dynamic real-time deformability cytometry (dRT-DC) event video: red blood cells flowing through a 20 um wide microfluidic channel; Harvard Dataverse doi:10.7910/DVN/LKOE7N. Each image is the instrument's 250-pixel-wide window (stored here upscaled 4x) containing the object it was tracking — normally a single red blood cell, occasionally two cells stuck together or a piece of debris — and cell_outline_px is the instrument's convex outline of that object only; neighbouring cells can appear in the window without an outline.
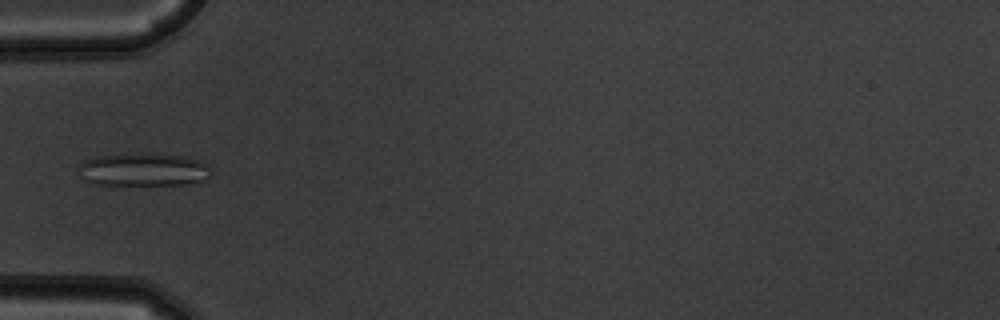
{"species": "common noctule bat (a hibernating species)", "species_latin": "Nyctalus noctula", "temperature_condition": "warm", "stored_images_in_passage": 7, "camera_frame_rate_fps": 3000, "um_per_image_px": 0.085, "animal": {"sex": "male", "body_mass_g": 19.5, "forearm_length_mm": 54.6}, "frame": {"image": 1, "passage_image": 6, "time_ms": 1.667, "image_size_px": [1000, 320], "cell_outline_px": [[208, 176], [204, 180], [192, 184], [96, 184], [84, 180], [76, 168], [84, 160], [100, 156], [128, 152], [160, 152], [200, 160], [208, 164]], "centroid_in_image_um": [12.16, 14.38], "position_along_channel_um": 72.8, "area_um2": 25.89}}
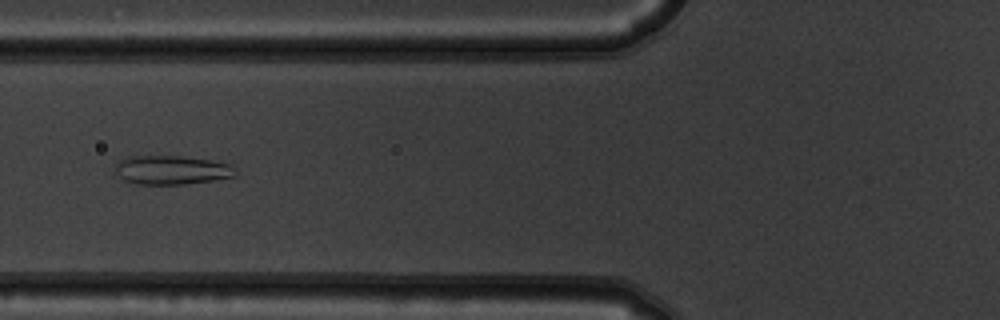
{"frame": {"image": 2, "passage_image": 7, "time_ms": 2.0, "image_size_px": [1000, 320], "cell_outline_px": [[236, 176], [216, 180], [184, 184], [136, 184], [124, 180], [116, 176], [112, 168], [120, 160], [128, 156], [184, 156], [232, 164], [236, 172]], "centroid_in_image_um": [14.55, 14.45], "position_along_channel_um": 111.3, "area_um2": 20.58}}